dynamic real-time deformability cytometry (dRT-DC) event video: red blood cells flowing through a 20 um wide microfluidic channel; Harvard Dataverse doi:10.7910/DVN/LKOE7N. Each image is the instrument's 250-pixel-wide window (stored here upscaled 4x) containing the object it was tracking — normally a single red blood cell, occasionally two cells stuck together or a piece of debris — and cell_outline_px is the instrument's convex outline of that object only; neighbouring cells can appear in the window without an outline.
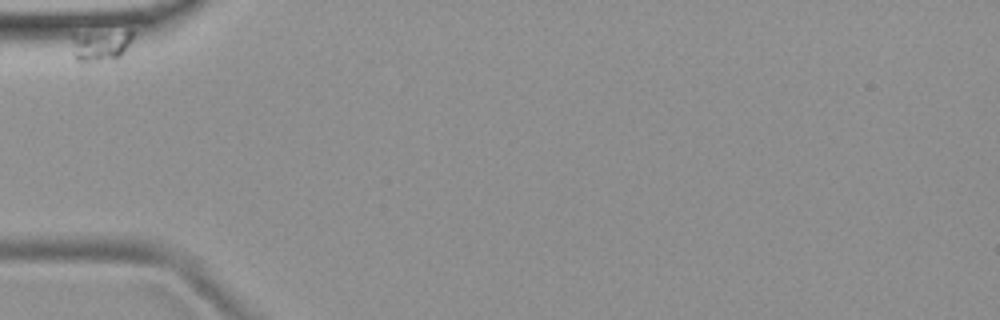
{"species": "common noctule bat (a hibernating species)", "species_latin": "Nyctalus noctula", "temperature_condition": "room temperature", "stored_images_in_passage": 9, "camera_frame_rate_fps": 3000, "um_per_image_px": 0.085, "animal": {"sex": "female", "body_mass_g": 19.9}, "frame": {"image": 1, "passage_image": 1, "time_ms": 0.0, "image_size_px": [1000, 320], "cell_outline_px": [[132, 40], [124, 52], [116, 60], [96, 64], [80, 64], [72, 56], [72, 32], [132, 32]], "centroid_in_image_um": [8.44, 3.94], "position_along_channel_um": 76.6, "area_um2": 11.85}}
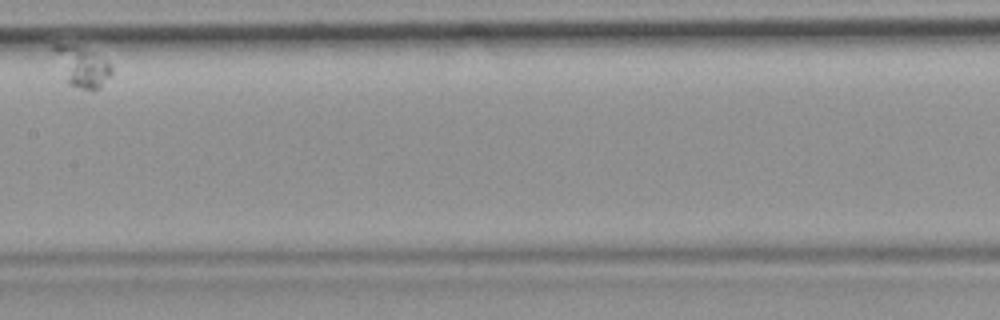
{"frame": {"image": 2, "passage_image": 6, "time_ms": 6.667, "image_size_px": [1000, 320], "cell_outline_px": [[112, 72], [92, 92], [68, 84], [52, 48], [52, 44], [72, 44], [104, 60], [112, 68]], "centroid_in_image_um": [6.91, 5.67], "position_along_channel_um": 200.5, "area_um2": 12.66}}
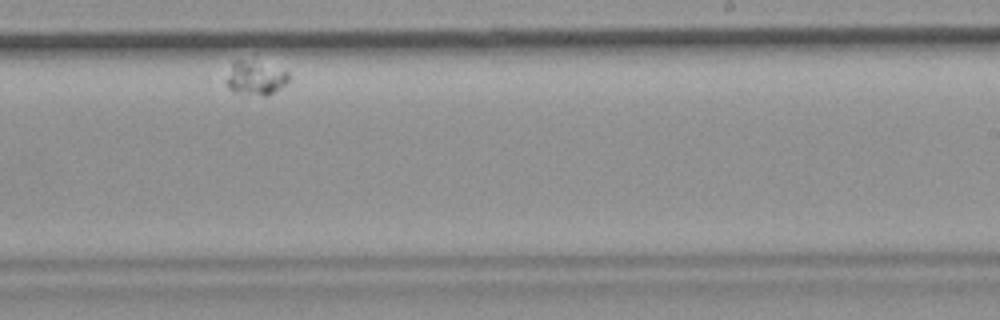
{"frame": {"image": 3, "passage_image": 8, "time_ms": 9.333, "image_size_px": [1000, 320], "cell_outline_px": [[288, 80], [284, 84], [268, 96], [264, 96], [232, 92], [228, 88], [224, 80], [232, 60], [240, 60], [288, 72]], "centroid_in_image_um": [21.6, 6.68], "position_along_channel_um": 267.4, "area_um2": 11.91}}